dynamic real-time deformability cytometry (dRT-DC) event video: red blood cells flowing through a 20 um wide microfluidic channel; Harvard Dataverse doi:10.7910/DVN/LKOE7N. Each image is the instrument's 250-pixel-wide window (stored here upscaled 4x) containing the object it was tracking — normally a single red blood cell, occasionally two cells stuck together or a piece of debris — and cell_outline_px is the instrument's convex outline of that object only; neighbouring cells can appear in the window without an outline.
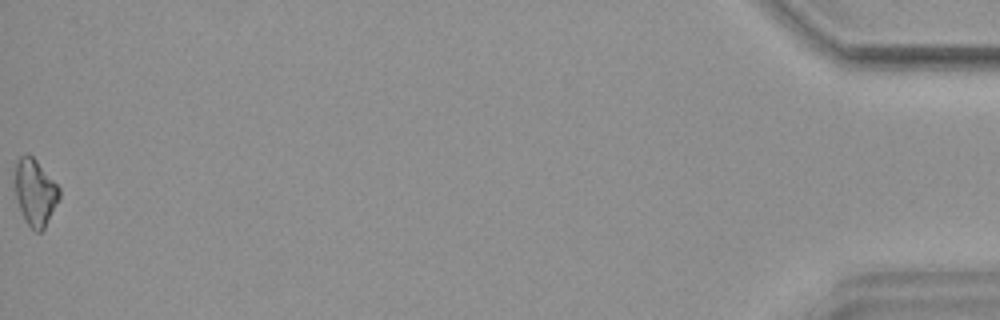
{"species": "common noctule bat (a hibernating species)", "species_latin": "Nyctalus noctula", "temperature_condition": "warm", "stored_images_in_passage": 42, "camera_frame_rate_fps": 3000, "um_per_image_px": 0.085, "animal": {"sex": "female", "body_mass_g": 18.4}, "frame": {"image": 1, "passage_image": 42, "time_ms": 13.667, "image_size_px": [1000, 320], "cell_outline_px": [[60, 196], [44, 228], [40, 232], [36, 232], [24, 220], [12, 184], [16, 160], [20, 156], [28, 152], [36, 160], [60, 188]], "centroid_in_image_um": [2.94, 16.3], "position_along_channel_um": 432.3, "area_um2": 17.34}}